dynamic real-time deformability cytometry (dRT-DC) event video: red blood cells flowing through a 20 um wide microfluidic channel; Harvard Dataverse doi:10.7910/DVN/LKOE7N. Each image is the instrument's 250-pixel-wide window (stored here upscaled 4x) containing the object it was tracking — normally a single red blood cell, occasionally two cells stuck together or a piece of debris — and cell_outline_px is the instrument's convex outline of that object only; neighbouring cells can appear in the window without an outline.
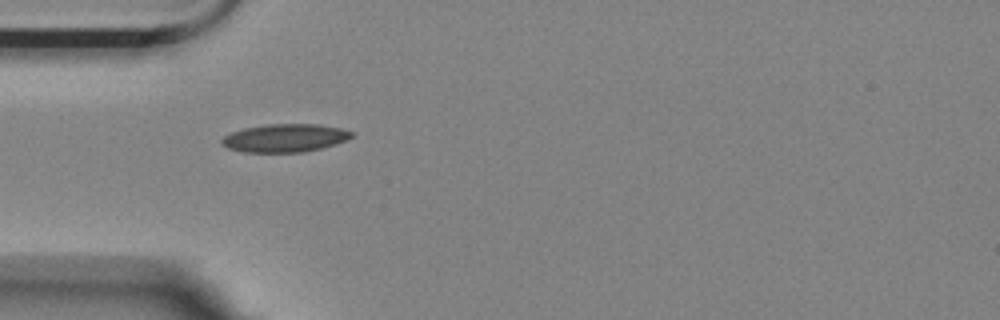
{"species": "Egyptian fruit bat (a non-hibernating species)", "species_latin": "Rousettus aegyptiacus", "temperature_condition": "room temperature", "stored_images_in_passage": 4, "camera_frame_rate_fps": 3000, "um_per_image_px": 0.085, "animal": {"sex": "female"}, "frame": {"image": 1, "passage_image": 1, "time_ms": 0.0, "image_size_px": [1000, 320], "cell_outline_px": [[352, 136], [344, 140], [320, 148], [304, 152], [244, 152], [228, 148], [220, 144], [220, 140], [224, 136], [232, 132], [244, 128], [268, 124], [320, 124], [340, 128], [352, 132]], "centroid_in_image_um": [24.16, 11.72], "position_along_channel_um": 60.8, "area_um2": 21.04}}